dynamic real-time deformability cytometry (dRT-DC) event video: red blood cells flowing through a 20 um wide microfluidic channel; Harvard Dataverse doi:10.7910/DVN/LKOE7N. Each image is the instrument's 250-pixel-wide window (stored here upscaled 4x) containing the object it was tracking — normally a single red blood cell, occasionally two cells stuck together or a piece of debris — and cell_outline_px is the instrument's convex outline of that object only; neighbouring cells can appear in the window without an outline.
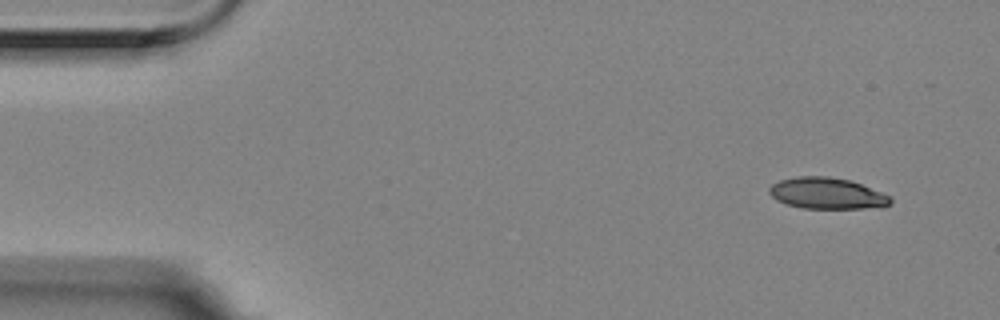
{"species": "Egyptian fruit bat (a non-hibernating species)", "species_latin": "Rousettus aegyptiacus", "temperature_condition": "room temperature", "stored_images_in_passage": 4, "camera_frame_rate_fps": 3000, "um_per_image_px": 0.085, "animal": {"sex": "female"}, "frame": {"image": 1, "passage_image": 1, "time_ms": 0.0, "image_size_px": [1000, 320], "cell_outline_px": [[892, 204], [884, 208], [804, 208], [784, 204], [776, 200], [768, 192], [768, 188], [772, 184], [780, 180], [796, 176], [828, 176], [848, 180], [860, 184], [880, 192], [888, 196], [892, 200]], "centroid_in_image_um": [70.27, 16.44], "position_along_channel_um": 14.7, "area_um2": 22.14}}
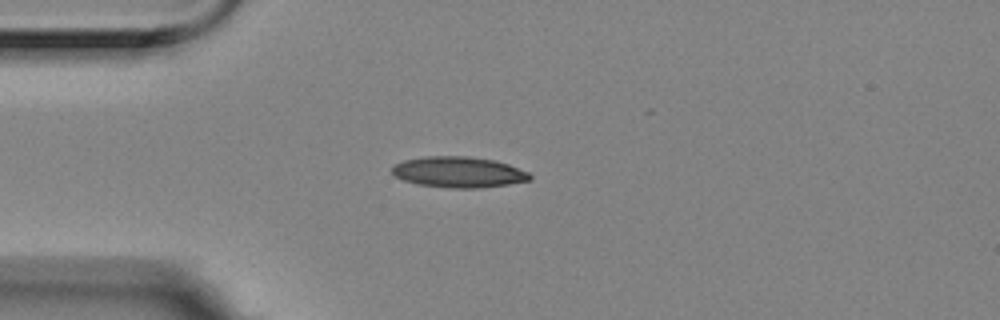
{"frame": {"image": 2, "passage_image": 4, "time_ms": 1.0, "image_size_px": [1000, 320], "cell_outline_px": [[532, 180], [508, 184], [480, 188], [452, 188], [416, 184], [404, 180], [396, 176], [392, 172], [392, 164], [404, 160], [424, 156], [464, 156], [492, 160], [508, 164], [528, 172], [532, 176]], "centroid_in_image_um": [38.96, 14.63], "position_along_channel_um": 46.0, "area_um2": 24.74}}